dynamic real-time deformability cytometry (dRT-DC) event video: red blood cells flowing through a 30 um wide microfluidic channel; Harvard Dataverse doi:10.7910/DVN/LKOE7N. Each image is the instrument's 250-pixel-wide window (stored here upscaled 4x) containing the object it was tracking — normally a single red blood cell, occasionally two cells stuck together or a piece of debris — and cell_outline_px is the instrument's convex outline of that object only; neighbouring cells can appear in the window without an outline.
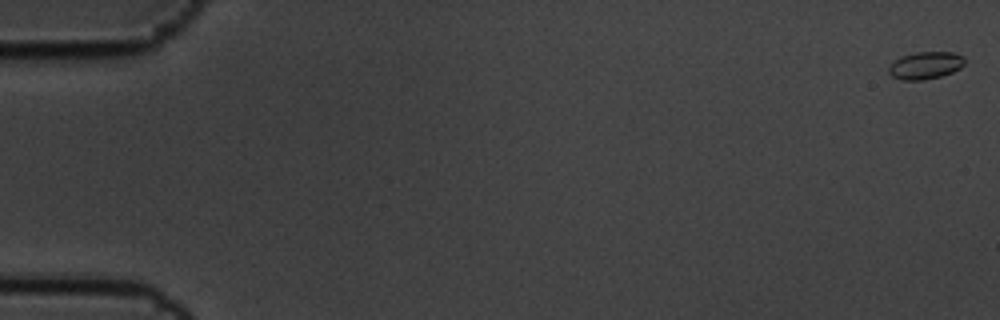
{"species": "common noctule bat (a hibernating species)", "species_latin": "Nyctalus noctula", "temperature_condition": "cold", "stored_images_in_passage": 17, "camera_frame_rate_fps": 3000, "um_per_image_px": 0.085, "animal": {"sex": "male", "body_mass_g": 19.5, "forearm_length_mm": 54.6}, "frame": {"image": 1, "passage_image": 1, "time_ms": 0.0, "image_size_px": [1000, 320], "cell_outline_px": [[964, 64], [960, 68], [952, 72], [940, 76], [924, 80], [904, 80], [892, 76], [888, 72], [888, 68], [900, 56], [916, 52], [952, 52], [964, 56]], "centroid_in_image_um": [78.67, 5.55], "position_along_channel_um": 6.3, "area_um2": 12.02}}
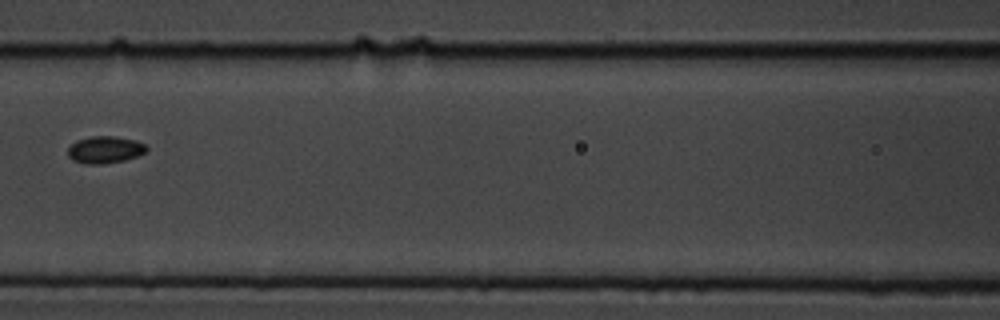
{"frame": {"image": 2, "passage_image": 8, "time_ms": 2.333, "image_size_px": [1000, 320], "cell_outline_px": [[148, 148], [144, 152], [136, 156], [124, 160], [104, 164], [84, 164], [72, 160], [68, 156], [68, 148], [76, 140], [92, 136], [116, 136], [132, 140], [144, 144]], "centroid_in_image_um": [8.87, 12.73], "position_along_channel_um": 157.7, "area_um2": 12.31}}
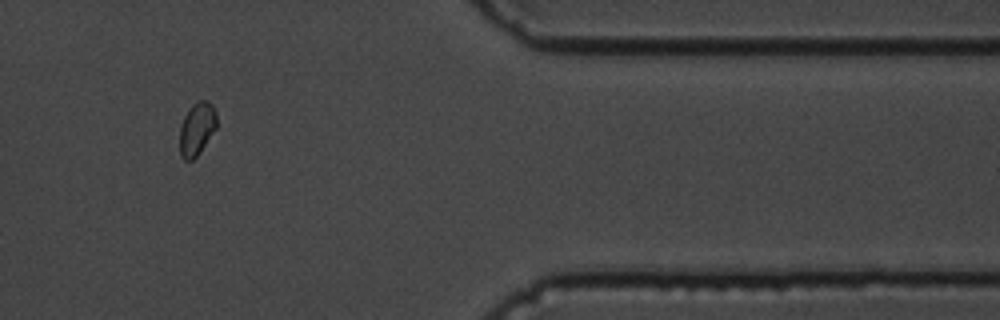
{"frame": {"image": 3, "passage_image": 14, "time_ms": 4.333, "image_size_px": [1000, 320], "cell_outline_px": [[216, 128], [200, 152], [192, 160], [184, 160], [180, 156], [180, 124], [184, 116], [192, 104], [196, 100], [208, 100], [212, 104], [216, 116]], "centroid_in_image_um": [16.72, 10.93], "position_along_channel_um": 394.7, "area_um2": 11.44}}